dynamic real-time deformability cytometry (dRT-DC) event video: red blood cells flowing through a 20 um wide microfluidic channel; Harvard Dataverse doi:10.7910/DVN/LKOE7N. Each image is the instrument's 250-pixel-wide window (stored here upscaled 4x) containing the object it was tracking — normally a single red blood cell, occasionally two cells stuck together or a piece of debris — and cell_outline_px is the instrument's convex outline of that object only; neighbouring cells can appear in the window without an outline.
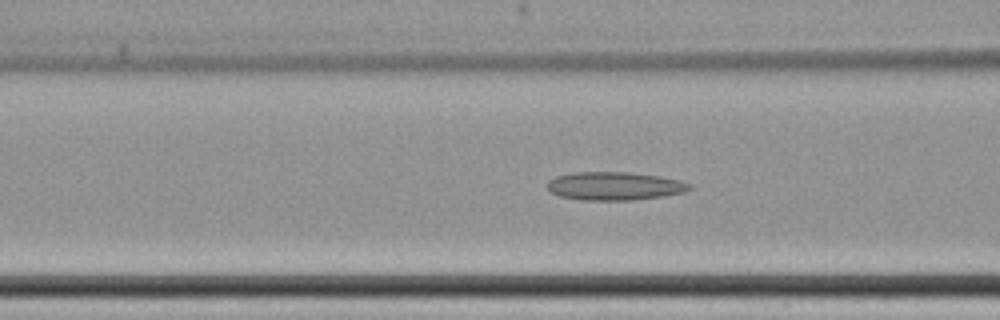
{"species": "common noctule bat (a hibernating species)", "species_latin": "Nyctalus noctula", "temperature_condition": "cold", "stored_images_in_passage": 63, "camera_frame_rate_fps": 3000, "um_per_image_px": 0.085, "animal": {"sex": "female", "body_mass_g": 22.7, "forearm_length_mm": 54.2}, "frame": {"image": 1, "passage_image": 28, "time_ms": 9.0, "image_size_px": [1000, 320], "cell_outline_px": [[692, 188], [684, 192], [664, 196], [632, 200], [580, 200], [560, 196], [548, 192], [548, 180], [556, 176], [576, 172], [628, 172], [660, 176], [680, 180], [692, 184]], "centroid_in_image_um": [52.24, 15.81], "position_along_channel_um": 114.4, "area_um2": 23.58}}
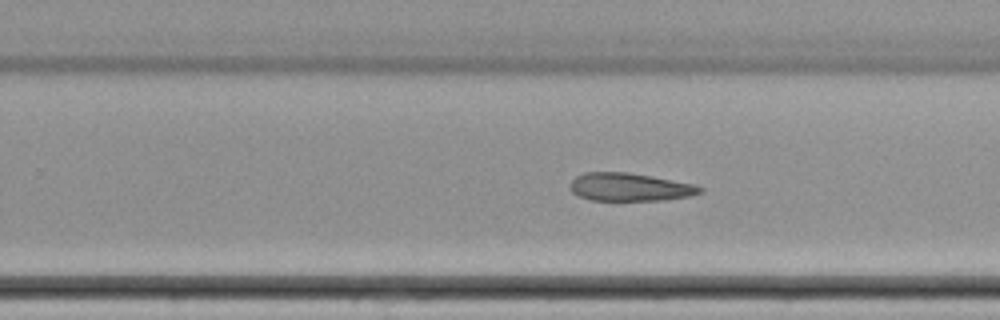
{"frame": {"image": 2, "passage_image": 42, "time_ms": 13.667, "image_size_px": [1000, 320], "cell_outline_px": [[704, 192], [688, 196], [664, 200], [592, 200], [580, 196], [572, 192], [568, 188], [568, 184], [576, 176], [584, 172], [628, 172], [652, 176], [696, 184], [704, 188]], "centroid_in_image_um": [53.53, 15.89], "position_along_channel_um": 276.3, "area_um2": 21.39}}
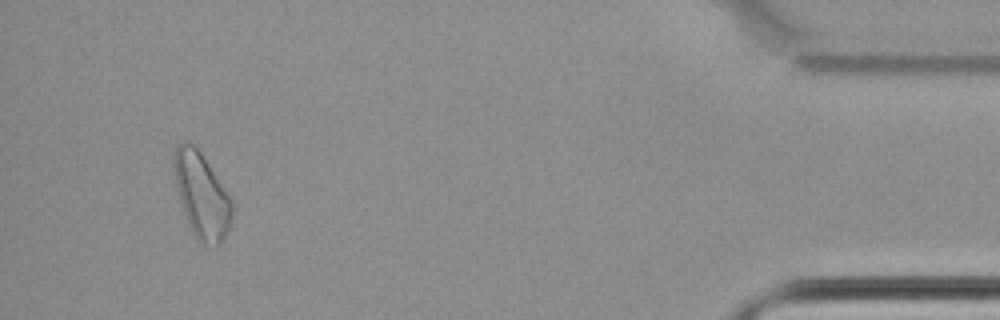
{"frame": {"image": 3, "passage_image": 60, "time_ms": 19.667, "image_size_px": [1000, 320], "cell_outline_px": [[232, 216], [228, 232], [216, 248], [200, 244], [192, 232], [188, 224], [180, 200], [176, 184], [172, 164], [172, 156], [176, 144], [184, 140], [192, 144], [200, 152], [228, 196], [232, 204]], "centroid_in_image_um": [17.1, 16.64], "position_along_channel_um": 418.1, "area_um2": 28.61}}